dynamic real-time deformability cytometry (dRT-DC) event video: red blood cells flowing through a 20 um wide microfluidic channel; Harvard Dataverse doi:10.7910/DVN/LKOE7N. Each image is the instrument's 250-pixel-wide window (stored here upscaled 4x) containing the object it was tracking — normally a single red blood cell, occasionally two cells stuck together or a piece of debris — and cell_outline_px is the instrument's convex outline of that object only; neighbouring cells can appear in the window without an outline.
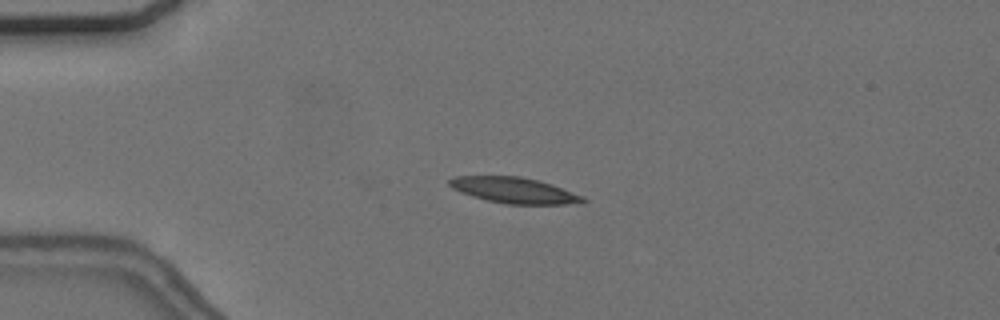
{"species": "common noctule bat (a hibernating species)", "species_latin": "Nyctalus noctula", "temperature_condition": "cold", "stored_images_in_passage": 45, "camera_frame_rate_fps": 3000, "um_per_image_px": 0.085, "animal": {"sex": "female", "body_mass_g": 24.6, "forearm_length_mm": 56.2}, "frame": {"image": 1, "passage_image": 2, "time_ms": 0.333, "image_size_px": [1000, 320], "cell_outline_px": [[588, 200], [584, 204], [508, 204], [488, 200], [472, 196], [460, 192], [452, 188], [448, 184], [448, 180], [456, 176], [520, 176], [552, 184], [584, 196]], "centroid_in_image_um": [43.75, 16.18], "position_along_channel_um": 41.2, "area_um2": 20.17}}
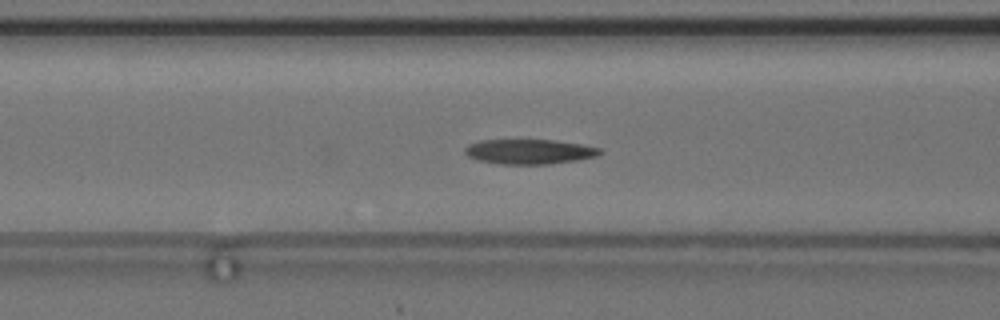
{"frame": {"image": 2, "passage_image": 11, "time_ms": 3.333, "image_size_px": [1000, 320], "cell_outline_px": [[604, 152], [596, 156], [576, 160], [548, 164], [500, 164], [480, 160], [468, 156], [464, 152], [464, 148], [468, 144], [480, 140], [552, 140], [580, 144], [600, 148]], "centroid_in_image_um": [44.98, 12.88], "position_along_channel_um": 121.6, "area_um2": 19.42}}
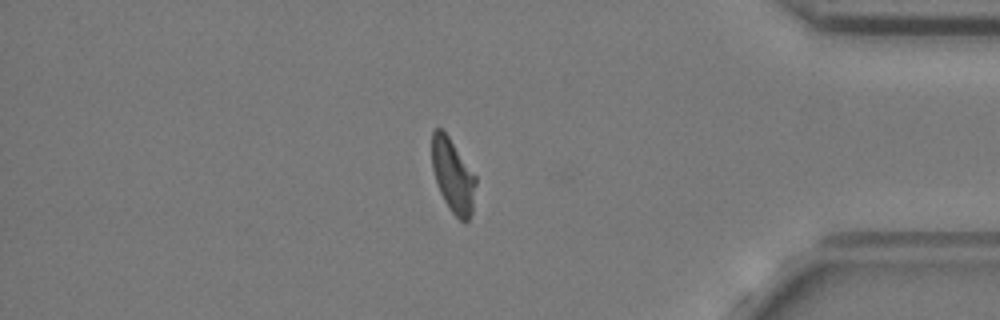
{"frame": {"image": 3, "passage_image": 36, "time_ms": 11.667, "image_size_px": [1000, 320], "cell_outline_px": [[476, 184], [472, 212], [468, 220], [460, 220], [452, 212], [444, 200], [440, 192], [432, 168], [432, 132], [436, 128], [440, 128], [448, 136], [476, 176]], "centroid_in_image_um": [38.5, 14.93], "position_along_channel_um": 396.7, "area_um2": 18.5}, "authors_computed_cell_mechanics": {"area_um2": 19.5942, "velocity_mm_per_s": 3.6682, "shape_relaxation_time_tau1_ms": 5.1586, "shape_relaxation_time_tau2_ms": 3.4401, "deformation_change_tau1": 0.1486, "deformation_change_tau2": 0.0957}}